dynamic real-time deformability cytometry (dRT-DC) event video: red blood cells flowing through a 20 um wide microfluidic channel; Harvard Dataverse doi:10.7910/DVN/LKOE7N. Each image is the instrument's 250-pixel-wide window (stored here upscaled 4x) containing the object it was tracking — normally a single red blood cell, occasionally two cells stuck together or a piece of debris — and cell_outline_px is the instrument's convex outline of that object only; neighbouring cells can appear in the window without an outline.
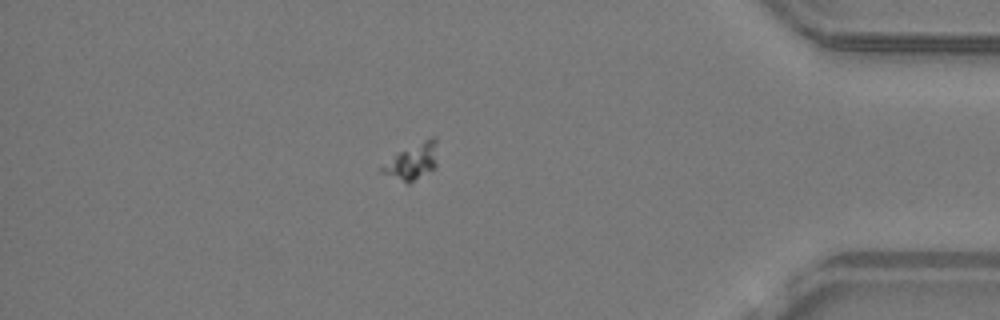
{"species": "common noctule bat (a hibernating species)", "species_latin": "Nyctalus noctula", "temperature_condition": "warm", "stored_images_in_passage": 51, "camera_frame_rate_fps": 3000, "um_per_image_px": 0.085, "animal": {"sex": "male", "body_mass_g": 19.2, "forearm_length_mm": 51.8}, "frame": {"image": 1, "passage_image": 45, "time_ms": 14.667, "image_size_px": [1000, 320], "cell_outline_px": [[436, 168], [408, 184], [380, 172], [380, 168], [400, 152], [428, 136], [436, 136]], "centroid_in_image_um": [35.1, 13.72], "position_along_channel_um": 400.1, "area_um2": 11.5}}